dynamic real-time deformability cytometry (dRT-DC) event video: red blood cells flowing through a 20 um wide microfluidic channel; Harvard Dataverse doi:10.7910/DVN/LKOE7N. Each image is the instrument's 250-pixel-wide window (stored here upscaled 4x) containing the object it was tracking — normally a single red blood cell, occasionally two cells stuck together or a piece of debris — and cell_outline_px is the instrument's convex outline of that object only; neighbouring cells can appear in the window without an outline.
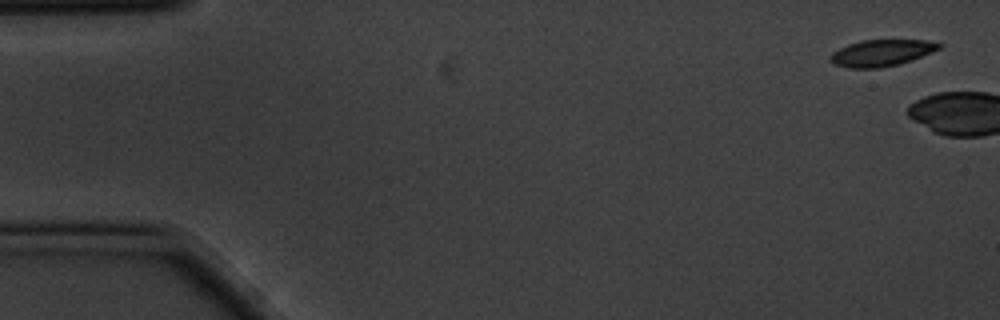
{"species": "common noctule bat (a hibernating species)", "species_latin": "Nyctalus noctula", "temperature_condition": "cold", "stored_images_in_passage": 2, "camera_frame_rate_fps": 3000, "um_per_image_px": 0.085, "animal": {"sex": "male", "body_mass_g": 20.1, "forearm_length_mm": 53.5}, "frame": {"image": 1, "passage_image": 1, "time_ms": 0.0, "image_size_px": [1000, 320], "cell_outline_px": [[944, 44], [940, 48], [912, 60], [900, 64], [880, 68], [848, 68], [836, 64], [828, 56], [832, 52], [848, 44], [860, 40], [928, 40]], "centroid_in_image_um": [74.94, 4.49], "position_along_channel_um": 10.1, "area_um2": 16.82}}